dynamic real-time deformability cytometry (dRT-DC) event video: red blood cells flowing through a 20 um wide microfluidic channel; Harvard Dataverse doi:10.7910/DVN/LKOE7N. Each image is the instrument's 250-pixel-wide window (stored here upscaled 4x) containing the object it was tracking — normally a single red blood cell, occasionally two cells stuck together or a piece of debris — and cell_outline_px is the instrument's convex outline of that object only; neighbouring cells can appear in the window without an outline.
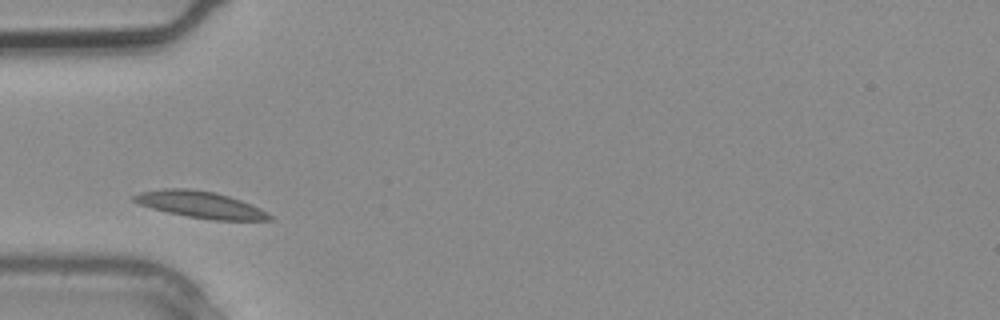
{"species": "common noctule bat (a hibernating species)", "species_latin": "Nyctalus noctula", "temperature_condition": "warm", "stored_images_in_passage": 1, "camera_frame_rate_fps": 3000, "um_per_image_px": 0.085, "animal": {"sex": "male", "body_mass_g": 20.4}, "frame": {"image": 1, "passage_image": 1, "time_ms": 0.0, "image_size_px": [1000, 320], "cell_outline_px": [[276, 220], [212, 220], [188, 216], [168, 212], [152, 208], [140, 204], [132, 200], [132, 196], [140, 192], [164, 188], [188, 188], [216, 192], [240, 200], [260, 208], [268, 212]], "centroid_in_image_um": [17.06, 17.39], "position_along_channel_um": 67.9, "area_um2": 20.98}}